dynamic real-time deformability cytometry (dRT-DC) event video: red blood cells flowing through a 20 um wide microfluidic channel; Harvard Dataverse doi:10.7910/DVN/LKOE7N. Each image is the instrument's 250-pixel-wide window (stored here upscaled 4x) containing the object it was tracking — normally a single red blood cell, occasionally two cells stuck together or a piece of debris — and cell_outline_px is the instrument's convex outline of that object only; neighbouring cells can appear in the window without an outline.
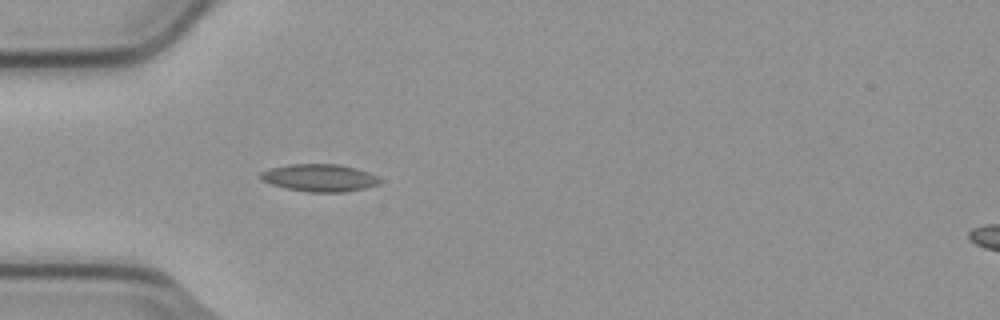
{"species": "common noctule bat (a hibernating species)", "species_latin": "Nyctalus noctula", "temperature_condition": "cold", "stored_images_in_passage": 4, "camera_frame_rate_fps": 3000, "um_per_image_px": 0.085, "animal": {"sex": "male", "body_mass_g": 23.1, "forearm_length_mm": 52.7}, "frame": {"image": 1, "passage_image": 4, "time_ms": 1.0, "image_size_px": [1000, 320], "cell_outline_px": [[380, 184], [364, 188], [344, 192], [308, 192], [288, 188], [272, 184], [264, 180], [260, 176], [260, 172], [268, 168], [288, 164], [340, 164], [356, 168], [368, 172], [376, 176], [380, 180]], "centroid_in_image_um": [27.16, 15.1], "position_along_channel_um": 57.8, "area_um2": 18.96}}